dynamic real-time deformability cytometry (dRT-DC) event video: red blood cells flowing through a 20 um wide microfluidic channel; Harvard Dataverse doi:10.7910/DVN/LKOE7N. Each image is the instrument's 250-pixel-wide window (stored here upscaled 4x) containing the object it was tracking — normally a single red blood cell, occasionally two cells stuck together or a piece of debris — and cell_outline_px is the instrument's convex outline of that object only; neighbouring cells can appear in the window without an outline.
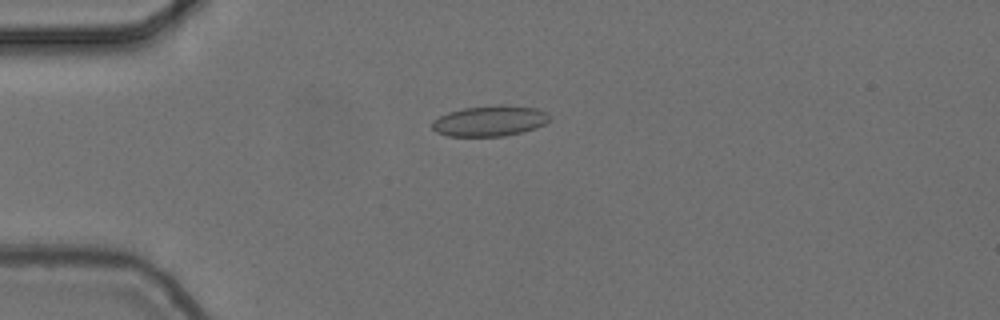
{"species": "common noctule bat (a hibernating species)", "species_latin": "Nyctalus noctula", "temperature_condition": "cold", "stored_images_in_passage": 2, "camera_frame_rate_fps": 3000, "um_per_image_px": 0.085, "animal": {"sex": "female", "body_mass_g": 24.6, "forearm_length_mm": 56.2}, "frame": {"image": 1, "passage_image": 2, "time_ms": 0.333, "image_size_px": [1000, 320], "cell_outline_px": [[548, 120], [544, 124], [536, 128], [504, 136], [448, 136], [436, 132], [432, 128], [432, 120], [448, 112], [464, 108], [496, 104], [504, 104], [536, 108], [548, 112]], "centroid_in_image_um": [41.62, 10.26], "position_along_channel_um": 43.4, "area_um2": 21.04}}